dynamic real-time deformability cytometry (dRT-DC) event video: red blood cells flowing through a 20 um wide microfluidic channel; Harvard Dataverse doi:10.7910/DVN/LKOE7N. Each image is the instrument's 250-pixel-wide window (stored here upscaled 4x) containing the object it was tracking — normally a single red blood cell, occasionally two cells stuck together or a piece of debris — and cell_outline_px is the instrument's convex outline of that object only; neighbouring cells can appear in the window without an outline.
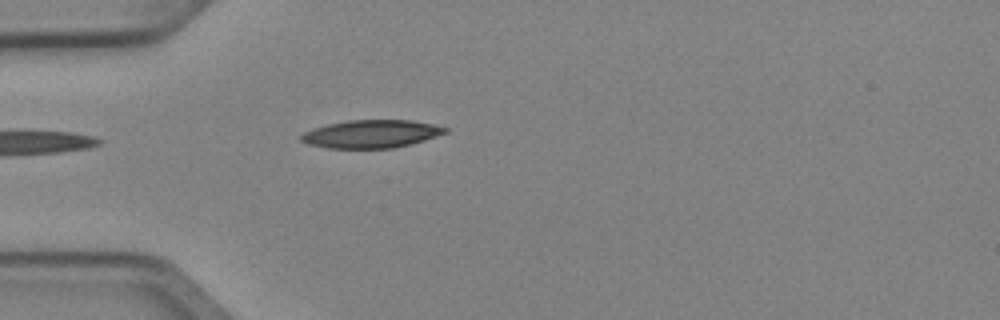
{"species": "Egyptian fruit bat (a non-hibernating species)", "species_latin": "Rousettus aegyptiacus", "temperature_condition": "cold", "stored_images_in_passage": 5, "camera_frame_rate_fps": 3000, "um_per_image_px": 0.085, "animal": {"sex": "female"}, "frame": {"image": 1, "passage_image": 5, "time_ms": 1.333, "image_size_px": [1000, 320], "cell_outline_px": [[448, 132], [424, 140], [392, 148], [328, 148], [308, 144], [300, 140], [300, 136], [304, 132], [328, 124], [348, 120], [412, 120], [432, 124], [448, 128]], "centroid_in_image_um": [31.56, 11.38], "position_along_channel_um": 53.4, "area_um2": 23.24}}